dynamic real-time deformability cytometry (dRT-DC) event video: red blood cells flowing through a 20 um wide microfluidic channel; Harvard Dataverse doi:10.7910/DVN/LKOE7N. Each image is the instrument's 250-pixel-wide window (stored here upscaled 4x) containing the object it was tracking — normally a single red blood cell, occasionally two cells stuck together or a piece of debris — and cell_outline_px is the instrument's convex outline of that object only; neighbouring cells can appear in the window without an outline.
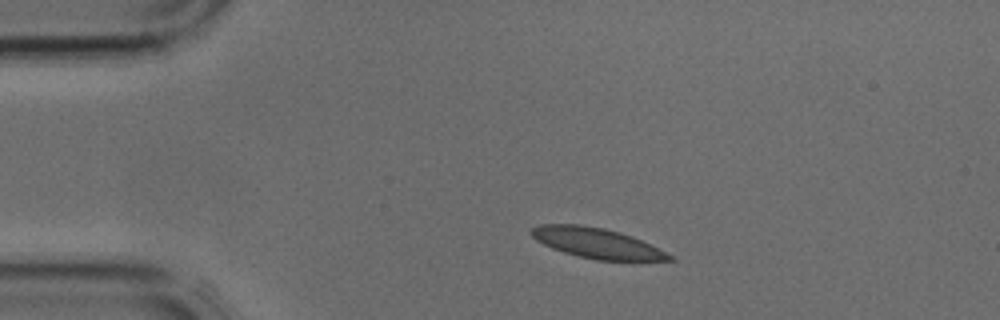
{"species": "common noctule bat (a hibernating species)", "species_latin": "Nyctalus noctula", "temperature_condition": "cold", "stored_images_in_passage": 1, "camera_frame_rate_fps": 3000, "um_per_image_px": 0.085, "animal": {"sex": "male", "body_mass_g": 17.9, "forearm_length_mm": 54.2}, "frame": {"image": 1, "passage_image": 1, "time_ms": 0.0, "image_size_px": [1000, 320], "cell_outline_px": [[676, 260], [596, 260], [564, 252], [552, 248], [536, 240], [528, 232], [532, 228], [540, 224], [576, 224], [604, 228], [620, 232], [632, 236], [676, 256]], "centroid_in_image_um": [50.74, 20.66], "position_along_channel_um": 34.3, "area_um2": 24.22}}